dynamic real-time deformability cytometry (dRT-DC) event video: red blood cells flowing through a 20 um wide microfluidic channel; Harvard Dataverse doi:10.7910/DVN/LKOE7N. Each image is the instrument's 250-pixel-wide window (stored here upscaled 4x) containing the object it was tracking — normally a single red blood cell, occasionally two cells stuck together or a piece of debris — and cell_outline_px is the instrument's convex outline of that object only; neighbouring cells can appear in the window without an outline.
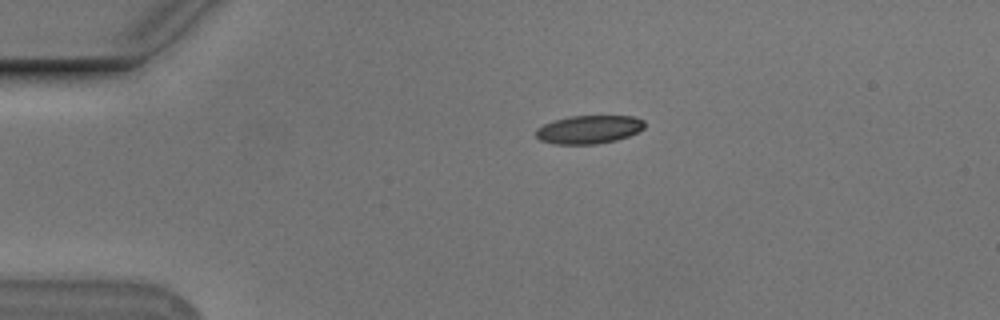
{"species": "Egyptian fruit bat (a non-hibernating species)", "species_latin": "Rousettus aegyptiacus", "temperature_condition": "cold", "stored_images_in_passage": 6, "camera_frame_rate_fps": 3000, "um_per_image_px": 0.085, "animal": {"sex": "male"}, "frame": {"image": 1, "passage_image": 1, "time_ms": 0.0, "image_size_px": [1000, 320], "cell_outline_px": [[644, 128], [628, 136], [616, 140], [596, 144], [556, 144], [540, 140], [536, 136], [536, 128], [544, 124], [568, 116], [636, 116], [644, 120]], "centroid_in_image_um": [50.06, 11.0], "position_along_channel_um": 34.9, "area_um2": 17.86}}